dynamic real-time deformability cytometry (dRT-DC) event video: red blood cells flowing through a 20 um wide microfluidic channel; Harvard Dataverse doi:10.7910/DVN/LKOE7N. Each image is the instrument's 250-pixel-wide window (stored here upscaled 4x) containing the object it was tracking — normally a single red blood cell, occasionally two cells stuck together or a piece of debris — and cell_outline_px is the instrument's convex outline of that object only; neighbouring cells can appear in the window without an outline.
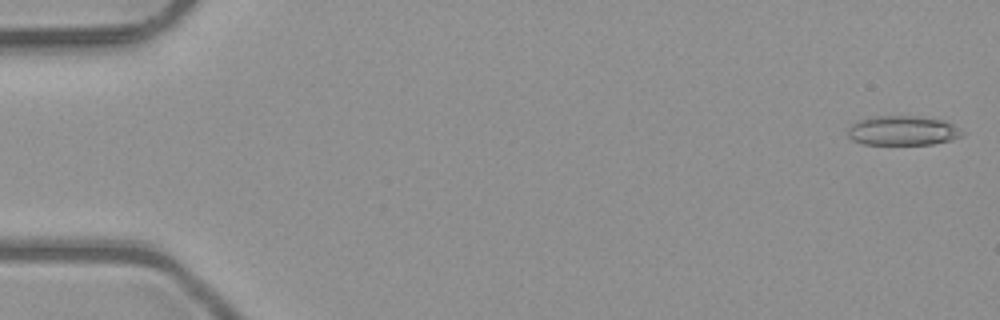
{"species": "common noctule bat (a hibernating species)", "species_latin": "Nyctalus noctula", "temperature_condition": "room temperature", "stored_images_in_passage": 51, "camera_frame_rate_fps": 3000, "um_per_image_px": 0.085, "animal": {"sex": "male", "body_mass_g": 23.1, "forearm_length_mm": 52.7}, "frame": {"image": 1, "passage_image": 1, "time_ms": 0.0, "image_size_px": [1000, 320], "cell_outline_px": [[964, 132], [960, 136], [952, 140], [932, 144], [864, 144], [852, 140], [848, 136], [848, 128], [852, 124], [860, 120], [876, 116], [920, 116], [944, 120], [952, 124]], "centroid_in_image_um": [76.73, 11.1], "position_along_channel_um": 8.3, "area_um2": 19.59}}
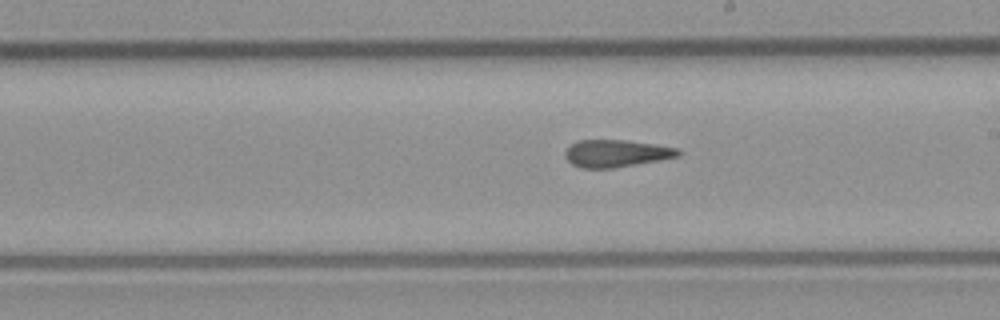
{"frame": {"image": 2, "passage_image": 29, "time_ms": 9.333, "image_size_px": [1000, 320], "cell_outline_px": [[680, 156], [660, 160], [612, 168], [580, 168], [572, 164], [564, 156], [564, 152], [572, 144], [580, 140], [628, 140], [680, 148]], "centroid_in_image_um": [52.39, 13.04], "position_along_channel_um": 236.6, "area_um2": 17.98}}
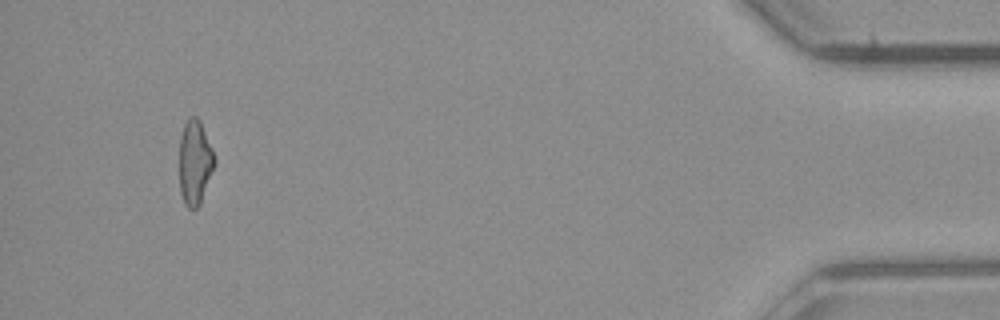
{"frame": {"image": 3, "passage_image": 48, "time_ms": 15.667, "image_size_px": [1000, 320], "cell_outline_px": [[216, 164], [200, 204], [196, 208], [188, 208], [184, 204], [180, 192], [180, 136], [184, 124], [188, 116], [196, 116], [200, 120], [212, 148], [216, 160]], "centroid_in_image_um": [16.57, 13.79], "position_along_channel_um": 418.6, "area_um2": 17.51}, "authors_computed_cell_mechanics": {"area_um2": 18.6116, "velocity_mm_per_s": 4.0774, "shape_relaxation_time_tau1_ms": null, "shape_relaxation_time_tau2_ms": 2.8408, "deformation_change_tau1": null, "deformation_change_tau2": 0.1315}}